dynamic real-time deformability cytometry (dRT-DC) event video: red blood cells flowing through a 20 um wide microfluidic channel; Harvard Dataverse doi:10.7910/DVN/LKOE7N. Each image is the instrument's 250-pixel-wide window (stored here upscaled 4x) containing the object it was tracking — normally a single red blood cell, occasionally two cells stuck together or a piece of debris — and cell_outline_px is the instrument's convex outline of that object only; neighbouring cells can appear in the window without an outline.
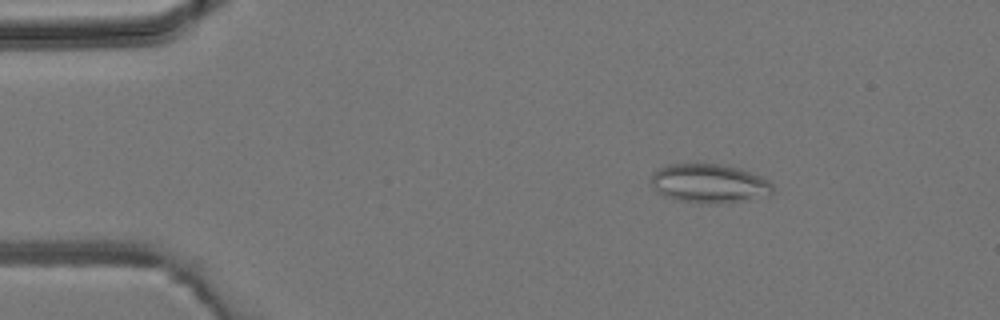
{"species": "common noctule bat (a hibernating species)", "species_latin": "Nyctalus noctula", "temperature_condition": "room temperature", "stored_images_in_passage": 45, "camera_frame_rate_fps": 3000, "um_per_image_px": 0.085, "animal": {"sex": "male", "body_mass_g": 19.2, "forearm_length_mm": 51.8}, "frame": {"image": 1, "passage_image": 7, "time_ms": 2.0, "image_size_px": [1000, 320], "cell_outline_px": [[772, 192], [768, 196], [748, 200], [716, 204], [708, 204], [672, 200], [656, 192], [652, 188], [652, 172], [656, 168], [668, 164], [696, 160], [720, 164], [740, 168], [760, 176], [768, 180], [772, 184]], "centroid_in_image_um": [60.21, 15.56], "position_along_channel_um": 24.8, "area_um2": 28.84}}
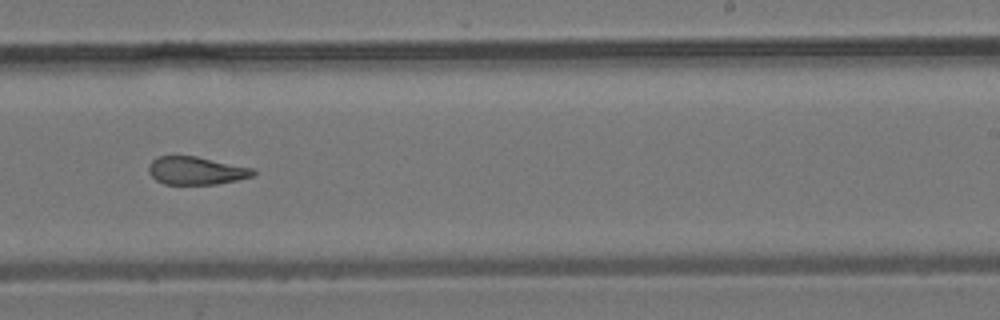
{"frame": {"image": 2, "passage_image": 28, "time_ms": 9.0, "image_size_px": [1000, 320], "cell_outline_px": [[256, 172], [252, 176], [236, 180], [216, 184], [164, 184], [156, 180], [148, 172], [148, 168], [152, 160], [156, 156], [196, 156], [252, 168]], "centroid_in_image_um": [16.63, 14.5], "position_along_channel_um": 272.4, "area_um2": 16.88}}
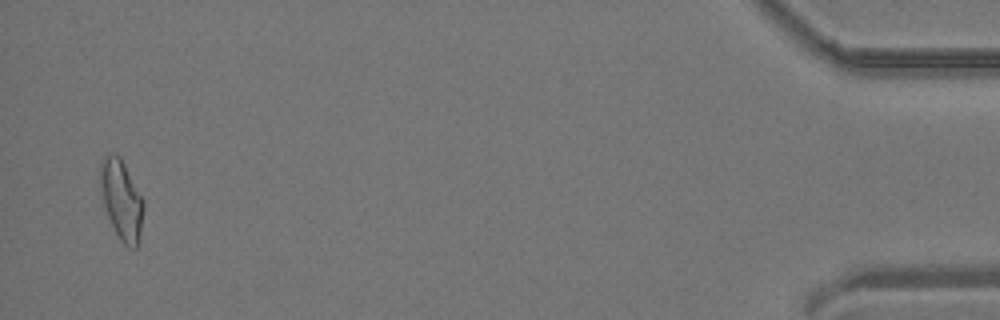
{"frame": {"image": 3, "passage_image": 44, "time_ms": 14.333, "image_size_px": [1000, 320], "cell_outline_px": [[144, 208], [140, 232], [136, 248], [128, 248], [120, 240], [104, 208], [100, 184], [100, 164], [104, 156], [108, 152], [120, 156], [144, 200]], "centroid_in_image_um": [10.32, 16.96], "position_along_channel_um": 424.9, "area_um2": 20.0}}